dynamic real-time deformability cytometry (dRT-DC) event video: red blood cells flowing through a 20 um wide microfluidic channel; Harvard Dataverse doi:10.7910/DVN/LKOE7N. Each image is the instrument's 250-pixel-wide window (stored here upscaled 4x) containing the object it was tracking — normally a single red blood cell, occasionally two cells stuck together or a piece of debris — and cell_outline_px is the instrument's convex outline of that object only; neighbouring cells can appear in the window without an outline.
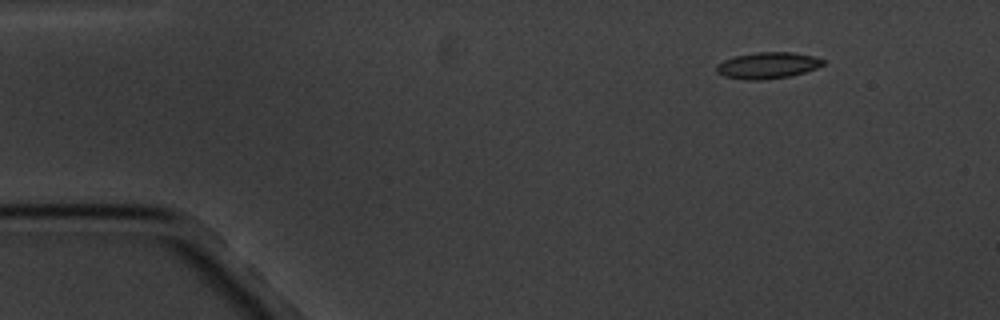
{"species": "common noctule bat (a hibernating species)", "species_latin": "Nyctalus noctula", "temperature_condition": "cold", "stored_images_in_passage": 4, "camera_frame_rate_fps": 3000, "um_per_image_px": 0.085, "animal": {"sex": "male", "body_mass_g": 20.1, "forearm_length_mm": 53.5}, "frame": {"image": 1, "passage_image": 2, "time_ms": 1.0, "image_size_px": [1000, 320], "cell_outline_px": [[824, 64], [816, 68], [804, 72], [788, 76], [760, 80], [744, 80], [724, 76], [716, 72], [716, 64], [724, 60], [736, 56], [756, 52], [792, 52], [812, 56], [824, 60]], "centroid_in_image_um": [65.21, 5.56], "position_along_channel_um": 19.8, "area_um2": 16.24}}